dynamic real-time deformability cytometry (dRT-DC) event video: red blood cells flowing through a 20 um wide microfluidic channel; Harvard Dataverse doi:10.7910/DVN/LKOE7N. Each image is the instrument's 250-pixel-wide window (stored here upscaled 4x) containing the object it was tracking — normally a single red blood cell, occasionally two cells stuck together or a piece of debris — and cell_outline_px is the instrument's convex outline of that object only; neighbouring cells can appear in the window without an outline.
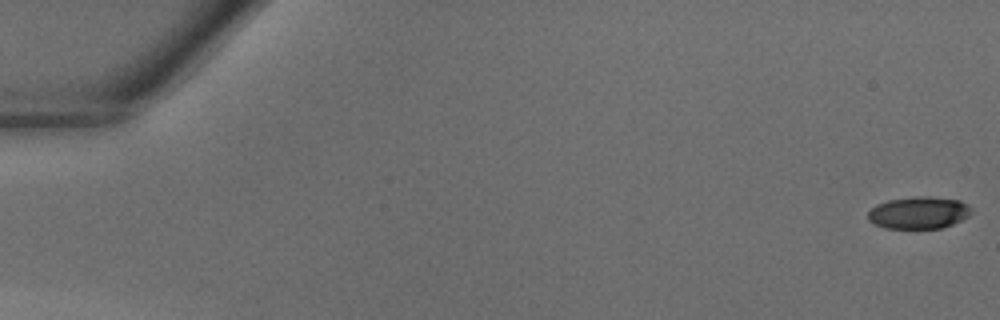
{"species": "common noctule bat (a hibernating species)", "species_latin": "Nyctalus noctula", "temperature_condition": "warm", "stored_images_in_passage": 42, "camera_frame_rate_fps": 3000, "um_per_image_px": 0.085, "animal": {"sex": "male", "body_mass_g": 18.8}, "frame": {"image": 1, "passage_image": 1, "time_ms": 0.0, "image_size_px": [1000, 320], "cell_outline_px": [[972, 212], [968, 216], [952, 224], [940, 228], [884, 228], [868, 220], [868, 212], [876, 204], [888, 200], [916, 196], [928, 196], [960, 200], [968, 204], [972, 208]], "centroid_in_image_um": [78.1, 18.07], "position_along_channel_um": 6.9, "area_um2": 19.36}}
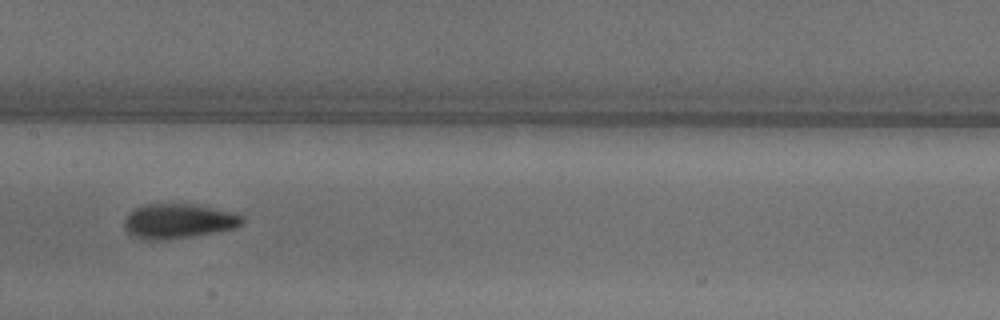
{"frame": {"image": 2, "passage_image": 22, "time_ms": 7.0, "image_size_px": [1000, 320], "cell_outline_px": [[244, 224], [236, 228], [216, 232], [192, 236], [148, 240], [136, 236], [128, 232], [124, 228], [124, 216], [128, 212], [136, 208], [148, 204], [196, 204], [236, 212], [244, 216]], "centroid_in_image_um": [15.22, 18.77], "position_along_channel_um": 192.2, "area_um2": 23.93}}
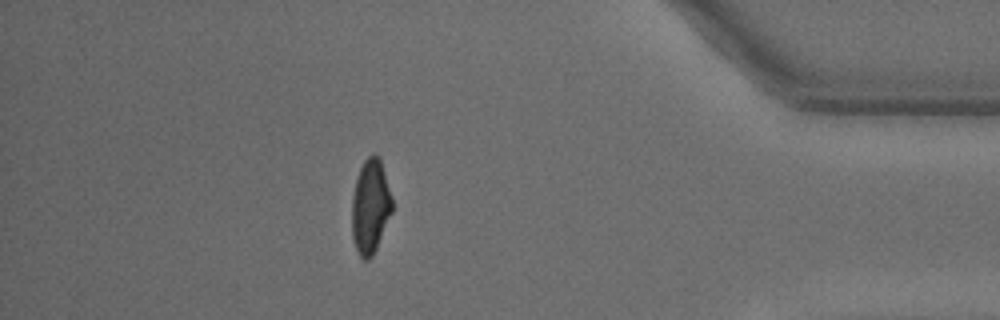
{"frame": {"image": 3, "passage_image": 37, "time_ms": 12.0, "image_size_px": [1000, 320], "cell_outline_px": [[392, 212], [376, 248], [372, 256], [368, 260], [364, 260], [360, 256], [356, 248], [352, 236], [352, 196], [356, 180], [360, 168], [364, 160], [372, 152], [380, 156], [392, 200]], "centroid_in_image_um": [31.48, 17.52], "position_along_channel_um": 403.7, "area_um2": 22.02}}